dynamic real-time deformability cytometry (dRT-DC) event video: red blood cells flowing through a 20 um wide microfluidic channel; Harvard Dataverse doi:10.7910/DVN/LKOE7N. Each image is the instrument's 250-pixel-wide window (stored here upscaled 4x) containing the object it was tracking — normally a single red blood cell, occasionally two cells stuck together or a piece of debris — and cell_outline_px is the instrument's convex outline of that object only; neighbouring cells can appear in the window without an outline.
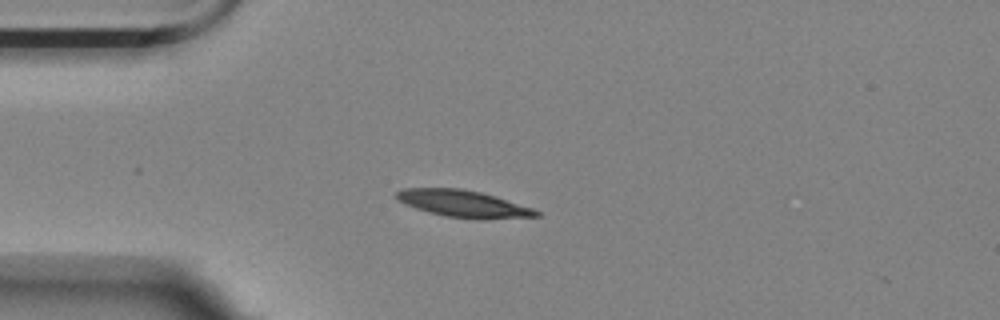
{"species": "Egyptian fruit bat (a non-hibernating species)", "species_latin": "Rousettus aegyptiacus", "temperature_condition": "room temperature", "stored_images_in_passage": 14, "camera_frame_rate_fps": 3000, "um_per_image_px": 0.085, "animal": {"sex": "female"}, "frame": {"image": 1, "passage_image": 1, "time_ms": 0.0, "image_size_px": [1000, 320], "cell_outline_px": [[540, 216], [484, 220], [472, 220], [444, 216], [428, 212], [404, 204], [396, 200], [396, 192], [404, 188], [460, 188], [480, 192], [496, 196], [532, 208], [540, 212]], "centroid_in_image_um": [39.38, 17.33], "position_along_channel_um": 45.6, "area_um2": 22.25}}
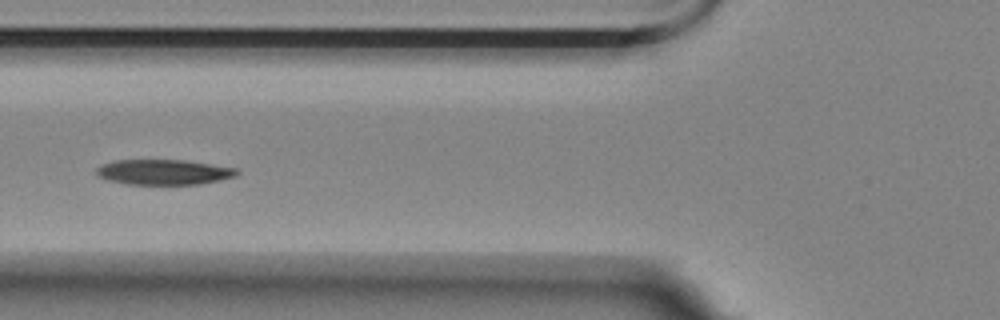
{"frame": {"image": 2, "passage_image": 8, "time_ms": 2.333, "image_size_px": [1000, 320], "cell_outline_px": [[240, 172], [236, 176], [200, 184], [128, 184], [108, 180], [96, 176], [96, 168], [100, 164], [116, 160], [184, 160], [212, 164], [236, 168]], "centroid_in_image_um": [13.89, 14.62], "position_along_channel_um": 111.9, "area_um2": 20.69}}
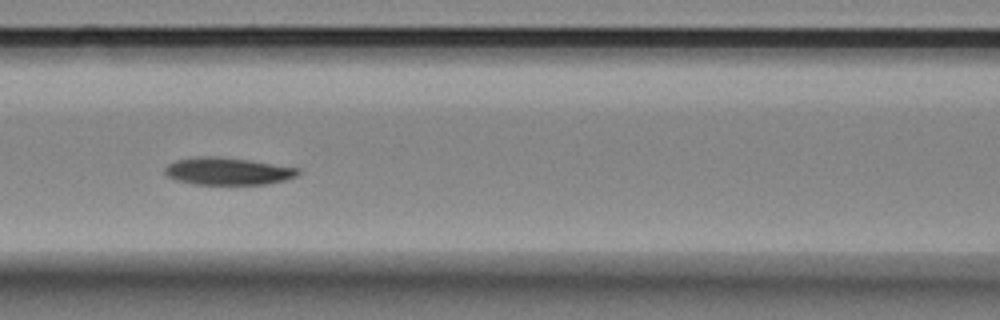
{"frame": {"image": 3, "passage_image": 11, "time_ms": 3.333, "image_size_px": [1000, 320], "cell_outline_px": [[300, 172], [296, 176], [284, 180], [268, 184], [192, 184], [176, 180], [168, 176], [164, 172], [164, 168], [168, 164], [176, 160], [196, 156], [220, 156], [248, 160], [300, 168]], "centroid_in_image_um": [19.34, 14.54], "position_along_channel_um": 147.3, "area_um2": 21.27}}